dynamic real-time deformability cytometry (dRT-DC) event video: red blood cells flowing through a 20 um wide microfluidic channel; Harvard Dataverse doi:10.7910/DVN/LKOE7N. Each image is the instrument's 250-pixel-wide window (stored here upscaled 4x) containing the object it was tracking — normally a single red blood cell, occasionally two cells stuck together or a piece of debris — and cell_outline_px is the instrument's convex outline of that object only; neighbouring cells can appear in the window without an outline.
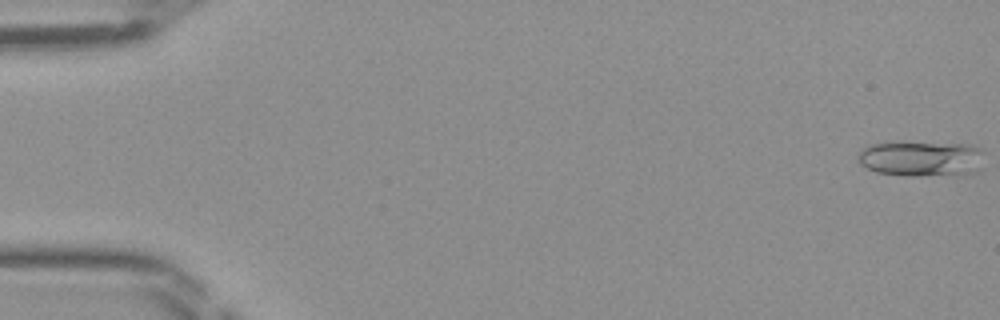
{"species": "Egyptian fruit bat (a non-hibernating species)", "species_latin": "Rousettus aegyptiacus", "temperature_condition": "room temperature", "stored_images_in_passage": 47, "camera_frame_rate_fps": 3000, "um_per_image_px": 0.085, "frame": {"image": 1, "passage_image": 1, "time_ms": 0.0, "image_size_px": [1000, 320], "cell_outline_px": [[984, 152], [980, 168], [976, 172], [956, 176], [908, 176], [876, 172], [860, 164], [856, 156], [868, 144], [972, 144], [980, 148]], "centroid_in_image_um": [78.38, 13.53], "position_along_channel_um": 6.6, "area_um2": 26.01}}
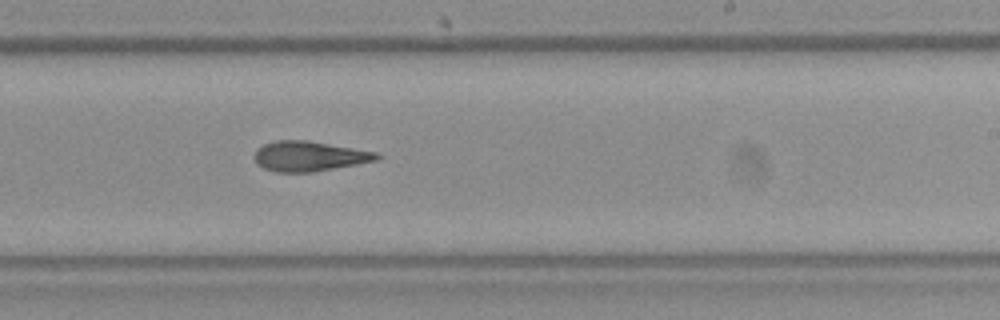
{"frame": {"image": 2, "passage_image": 29, "time_ms": 9.333, "image_size_px": [1000, 320], "cell_outline_px": [[384, 156], [376, 160], [356, 164], [312, 172], [276, 172], [264, 168], [256, 164], [252, 156], [256, 148], [264, 144], [276, 140], [308, 140], [376, 152]], "centroid_in_image_um": [26.23, 13.27], "position_along_channel_um": 262.8, "area_um2": 21.5}}
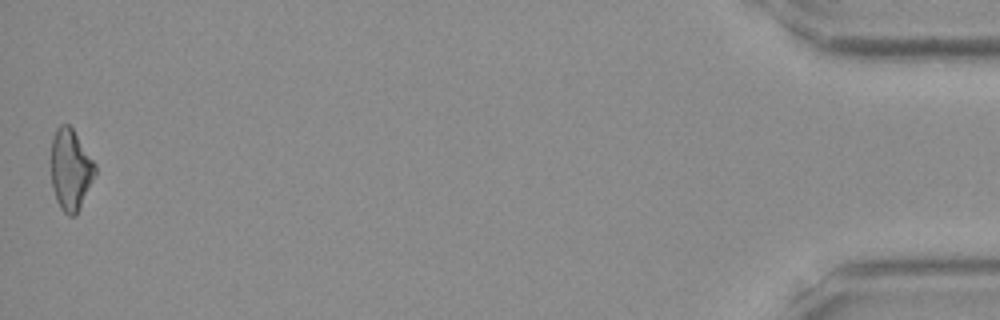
{"frame": {"image": 3, "passage_image": 47, "time_ms": 15.333, "image_size_px": [1000, 320], "cell_outline_px": [[96, 176], [76, 216], [68, 216], [60, 208], [56, 200], [52, 188], [52, 136], [56, 128], [60, 124], [68, 124], [72, 128], [96, 164]], "centroid_in_image_um": [6.01, 14.44], "position_along_channel_um": 429.2, "area_um2": 20.98}}